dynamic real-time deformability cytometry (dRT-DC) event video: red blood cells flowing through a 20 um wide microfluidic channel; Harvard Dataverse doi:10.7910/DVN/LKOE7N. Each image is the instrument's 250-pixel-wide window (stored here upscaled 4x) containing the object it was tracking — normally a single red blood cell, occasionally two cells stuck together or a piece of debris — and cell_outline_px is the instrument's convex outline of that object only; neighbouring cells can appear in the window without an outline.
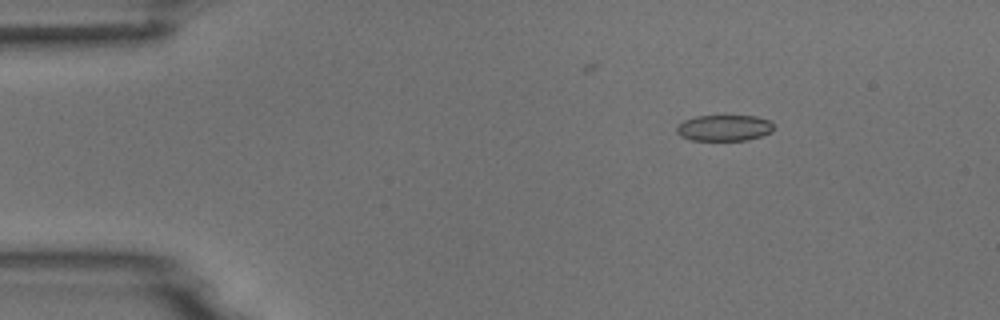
{"species": "common noctule bat (a hibernating species)", "species_latin": "Nyctalus noctula", "temperature_condition": "room temperature", "stored_images_in_passage": 7, "camera_frame_rate_fps": 3000, "um_per_image_px": 0.085, "animal": {"sex": "male", "body_mass_g": 18.8}, "frame": {"image": 1, "passage_image": 3, "time_ms": 0.667, "image_size_px": [1000, 320], "cell_outline_px": [[772, 132], [748, 140], [692, 140], [680, 136], [676, 132], [676, 128], [684, 120], [696, 116], [756, 116], [772, 120]], "centroid_in_image_um": [61.56, 10.87], "position_along_channel_um": 23.4, "area_um2": 14.74}}
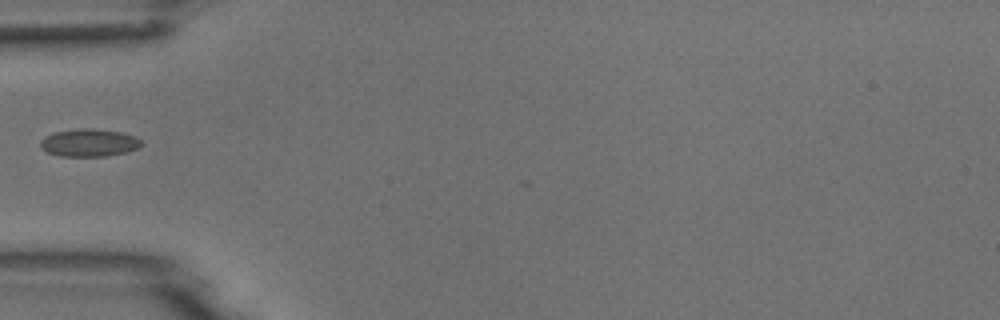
{"frame": {"image": 2, "passage_image": 5, "time_ms": 1.333, "image_size_px": [1000, 320], "cell_outline_px": [[144, 144], [136, 148], [124, 152], [108, 156], [60, 156], [48, 152], [40, 148], [40, 140], [44, 136], [56, 132], [76, 128], [96, 128], [120, 132], [136, 136]], "centroid_in_image_um": [7.55, 12.12], "position_along_channel_um": 77.4, "area_um2": 16.36}}